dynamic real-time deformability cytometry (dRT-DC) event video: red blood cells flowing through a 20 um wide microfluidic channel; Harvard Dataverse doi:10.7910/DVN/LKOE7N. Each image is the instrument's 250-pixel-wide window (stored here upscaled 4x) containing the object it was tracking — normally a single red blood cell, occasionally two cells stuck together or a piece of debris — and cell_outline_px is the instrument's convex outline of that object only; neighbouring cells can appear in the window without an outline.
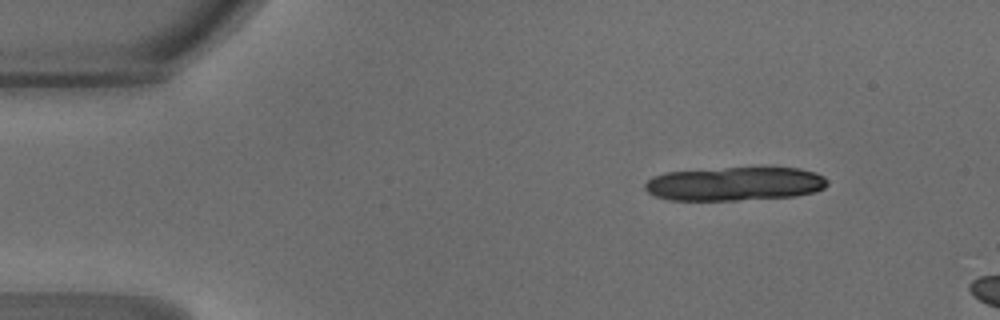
{"species": "common noctule bat (a hibernating species)", "species_latin": "Nyctalus noctula", "temperature_condition": "warm", "stored_images_in_passage": 5, "camera_frame_rate_fps": 3000, "um_per_image_px": 0.085, "animal": {"sex": "male", "body_mass_g": 18.8}, "frame": {"image": 1, "passage_image": 1, "time_ms": 0.0, "image_size_px": [1000, 320], "cell_outline_px": [[828, 184], [824, 188], [812, 192], [796, 196], [736, 200], [668, 200], [656, 196], [648, 192], [644, 188], [644, 184], [652, 176], [664, 172], [724, 168], [800, 168], [816, 172], [824, 176], [828, 180]], "centroid_in_image_um": [62.45, 15.62], "position_along_channel_um": 22.6, "area_um2": 35.95}}